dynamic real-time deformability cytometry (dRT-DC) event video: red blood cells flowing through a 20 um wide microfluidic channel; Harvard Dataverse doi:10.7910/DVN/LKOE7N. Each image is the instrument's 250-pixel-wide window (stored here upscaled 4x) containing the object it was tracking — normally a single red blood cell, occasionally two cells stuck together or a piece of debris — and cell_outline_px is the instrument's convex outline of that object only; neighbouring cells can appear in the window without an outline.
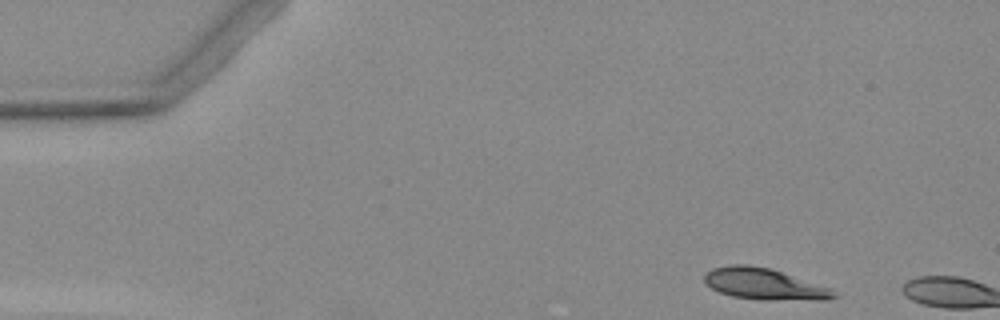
{"species": "Egyptian fruit bat (a non-hibernating species)", "species_latin": "Rousettus aegyptiacus", "temperature_condition": "warm", "stored_images_in_passage": 2, "camera_frame_rate_fps": 3000, "um_per_image_px": 0.085, "animal": {"sex": "female"}, "frame": {"image": 1, "passage_image": 1, "time_ms": 0.0, "image_size_px": [1000, 320], "cell_outline_px": [[840, 296], [824, 300], [768, 300], [732, 296], [720, 292], [704, 284], [704, 276], [712, 268], [728, 264], [748, 264], [768, 268], [832, 288]], "centroid_in_image_um": [64.97, 24.14], "position_along_channel_um": 20.0, "area_um2": 23.64}}